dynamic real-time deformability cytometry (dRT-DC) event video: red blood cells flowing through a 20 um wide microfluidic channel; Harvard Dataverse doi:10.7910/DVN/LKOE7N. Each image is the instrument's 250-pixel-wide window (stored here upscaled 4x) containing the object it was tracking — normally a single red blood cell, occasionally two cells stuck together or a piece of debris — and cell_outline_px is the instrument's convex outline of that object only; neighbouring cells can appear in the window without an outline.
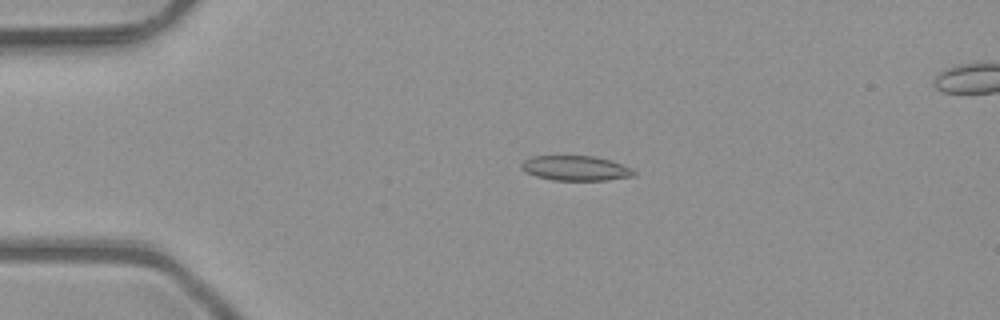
{"species": "common noctule bat (a hibernating species)", "species_latin": "Nyctalus noctula", "temperature_condition": "room temperature", "stored_images_in_passage": 6, "camera_frame_rate_fps": 3000, "um_per_image_px": 0.085, "animal": {"sex": "male", "body_mass_g": 23.1, "forearm_length_mm": 52.7}, "frame": {"image": 1, "passage_image": 4, "time_ms": 1.0, "image_size_px": [1000, 320], "cell_outline_px": [[636, 172], [632, 176], [608, 180], [552, 180], [536, 176], [524, 172], [520, 168], [520, 164], [524, 160], [532, 156], [592, 156], [612, 160], [632, 168]], "centroid_in_image_um": [48.91, 14.29], "position_along_channel_um": 36.1, "area_um2": 16.42}}